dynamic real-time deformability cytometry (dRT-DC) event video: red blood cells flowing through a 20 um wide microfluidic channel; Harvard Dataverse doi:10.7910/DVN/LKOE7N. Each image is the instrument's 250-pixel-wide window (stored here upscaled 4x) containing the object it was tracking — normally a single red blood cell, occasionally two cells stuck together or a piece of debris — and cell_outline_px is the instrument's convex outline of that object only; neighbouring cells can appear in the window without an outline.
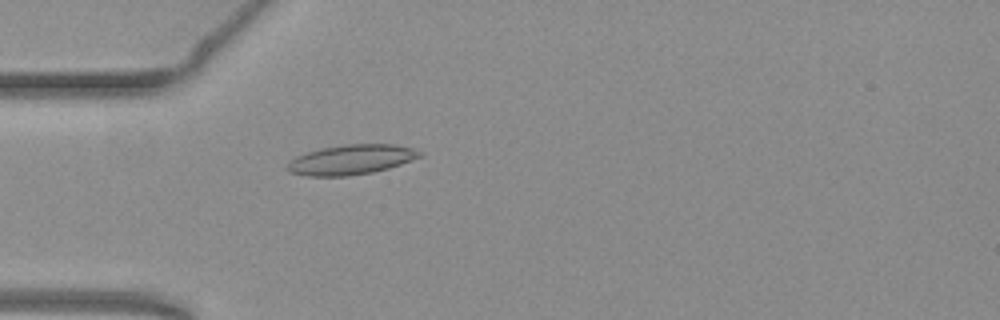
{"species": "common noctule bat (a hibernating species)", "species_latin": "Nyctalus noctula", "temperature_condition": "warm", "stored_images_in_passage": 48, "camera_frame_rate_fps": 3000, "um_per_image_px": 0.085, "animal": {"sex": "female", "body_mass_g": 19.3, "forearm_length_mm": 54.1}, "frame": {"image": 1, "passage_image": 10, "time_ms": 3.0, "image_size_px": [1000, 320], "cell_outline_px": [[424, 156], [388, 168], [372, 172], [348, 176], [308, 176], [288, 172], [284, 168], [288, 160], [296, 156], [320, 148], [344, 144], [392, 144], [412, 148], [424, 152]], "centroid_in_image_um": [29.82, 13.57], "position_along_channel_um": 55.2, "area_um2": 23.29}}
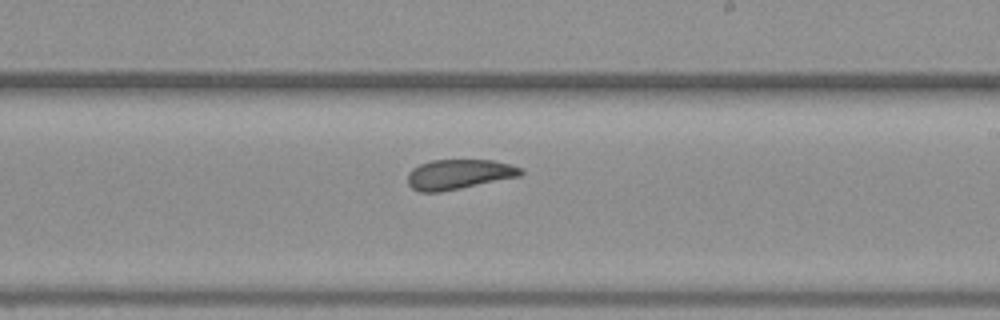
{"frame": {"image": 2, "passage_image": 26, "time_ms": 8.333, "image_size_px": [1000, 320], "cell_outline_px": [[524, 172], [520, 176], [440, 192], [420, 192], [412, 188], [408, 184], [408, 172], [412, 168], [420, 164], [432, 160], [492, 160], [508, 164], [520, 168]], "centroid_in_image_um": [38.96, 14.81], "position_along_channel_um": 250.0, "area_um2": 19.54}}
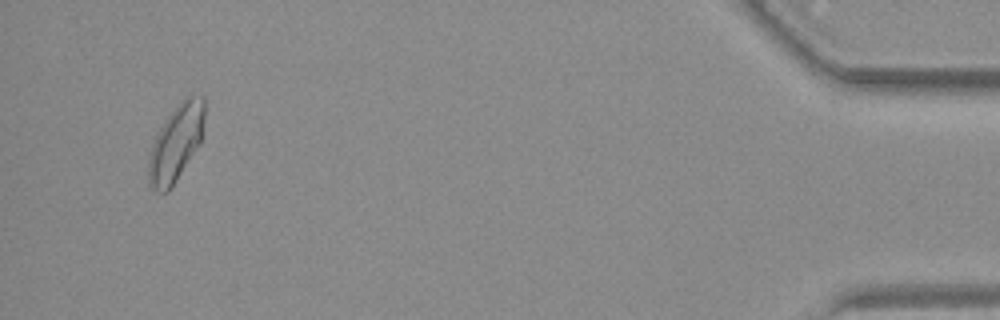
{"frame": {"image": 3, "passage_image": 46, "time_ms": 15.0, "image_size_px": [1000, 320], "cell_outline_px": [[204, 120], [200, 140], [176, 180], [168, 192], [160, 192], [152, 188], [148, 184], [148, 160], [152, 144], [164, 120], [176, 104], [184, 96], [204, 96]], "centroid_in_image_um": [14.93, 12.12], "position_along_channel_um": 420.3, "area_um2": 24.51}, "authors_computed_cell_mechanics": {"area_um2": 21.0681, "velocity_mm_per_s": 3.7699, "shape_relaxation_time_tau1_ms": null, "shape_relaxation_time_tau2_ms": 2.441, "deformation_change_tau1": null, "deformation_change_tau2": 0.0957}}